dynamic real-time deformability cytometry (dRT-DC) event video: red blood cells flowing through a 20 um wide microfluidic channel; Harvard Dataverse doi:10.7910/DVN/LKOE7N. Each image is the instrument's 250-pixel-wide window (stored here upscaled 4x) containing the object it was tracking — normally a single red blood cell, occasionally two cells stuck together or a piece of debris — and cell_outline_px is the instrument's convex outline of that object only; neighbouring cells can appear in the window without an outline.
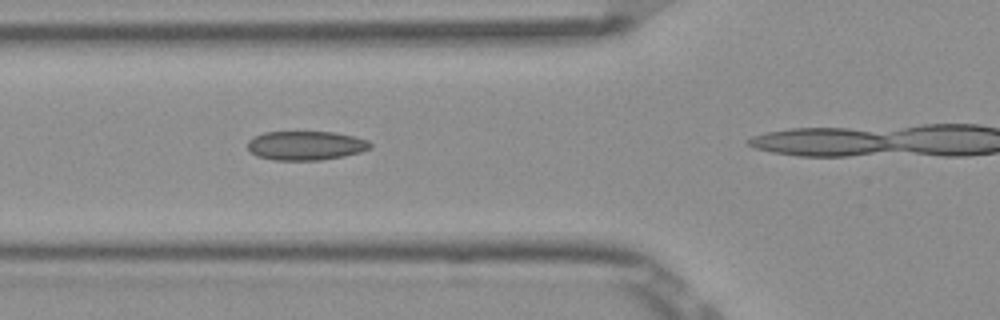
{"species": "Egyptian fruit bat (a non-hibernating species)", "species_latin": "Rousettus aegyptiacus", "temperature_condition": "room temperature", "stored_images_in_passage": 5, "camera_frame_rate_fps": 3000, "um_per_image_px": 0.085, "frame": {"image": 1, "passage_image": 4, "time_ms": 1.0, "image_size_px": [1000, 320], "cell_outline_px": [[372, 148], [360, 152], [344, 156], [320, 160], [272, 160], [256, 156], [248, 148], [248, 140], [252, 136], [264, 132], [336, 132], [368, 140], [372, 144]], "centroid_in_image_um": [25.98, 12.37], "position_along_channel_um": 99.8, "area_um2": 20.92}}